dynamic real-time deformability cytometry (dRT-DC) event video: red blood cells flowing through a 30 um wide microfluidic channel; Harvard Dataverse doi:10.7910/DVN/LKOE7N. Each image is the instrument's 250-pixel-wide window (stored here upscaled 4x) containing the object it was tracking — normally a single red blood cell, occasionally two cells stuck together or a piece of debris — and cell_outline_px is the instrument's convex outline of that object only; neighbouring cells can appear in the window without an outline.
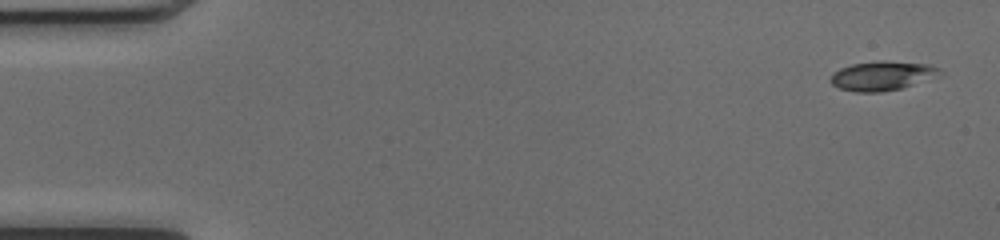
{"species": "common noctule bat (a hibernating species)", "species_latin": "Nyctalus noctula", "temperature_condition": "cold", "stored_images_in_passage": 49, "camera_frame_rate_fps": 3000, "um_per_image_px": 0.085, "animal": {"sex": "female", "body_mass_g": 17.0, "forearm_length_mm": 48.0}, "frame": {"image": 1, "passage_image": 1, "time_ms": 0.0, "image_size_px": [1000, 240], "cell_outline_px": [[944, 76], [900, 88], [880, 92], [856, 92], [840, 88], [832, 84], [828, 80], [840, 68], [852, 64], [928, 64], [940, 68], [944, 72]], "centroid_in_image_um": [75.06, 6.51], "position_along_channel_um": 9.9, "area_um2": 17.74}}
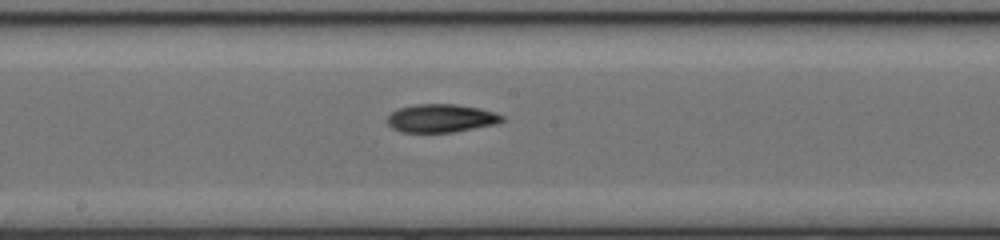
{"frame": {"image": 2, "passage_image": 26, "time_ms": 8.333, "image_size_px": [1000, 240], "cell_outline_px": [[504, 120], [496, 124], [452, 132], [400, 132], [392, 128], [388, 124], [388, 116], [392, 112], [400, 108], [416, 104], [456, 104], [480, 108], [504, 116]], "centroid_in_image_um": [37.49, 10.05], "position_along_channel_um": 210.7, "area_um2": 18.73}}
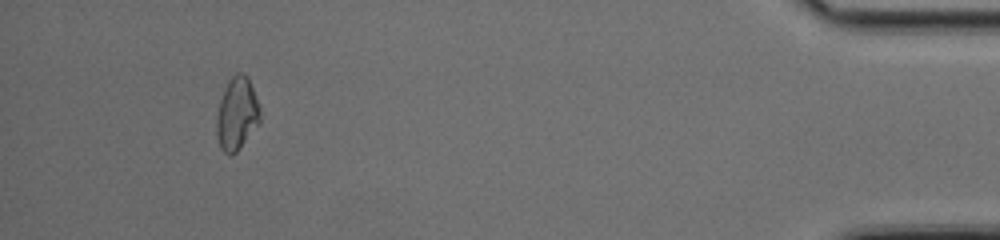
{"frame": {"image": 3, "passage_image": 46, "time_ms": 15.0, "image_size_px": [1000, 240], "cell_outline_px": [[260, 120], [236, 152], [232, 156], [228, 156], [220, 148], [216, 136], [216, 116], [220, 100], [224, 88], [228, 80], [236, 72], [240, 72], [248, 76], [260, 108]], "centroid_in_image_um": [20.1, 9.66], "position_along_channel_um": 415.1, "area_um2": 18.44}, "authors_computed_cell_mechanics": {"area_um2": 18.6116, "velocity_mm_per_s": 4.1051, "shape_relaxation_time_tau1_ms": 7.0508, "shape_relaxation_time_tau2_ms": null, "deformation_change_tau1": 0.1462, "deformation_change_tau2": null}}